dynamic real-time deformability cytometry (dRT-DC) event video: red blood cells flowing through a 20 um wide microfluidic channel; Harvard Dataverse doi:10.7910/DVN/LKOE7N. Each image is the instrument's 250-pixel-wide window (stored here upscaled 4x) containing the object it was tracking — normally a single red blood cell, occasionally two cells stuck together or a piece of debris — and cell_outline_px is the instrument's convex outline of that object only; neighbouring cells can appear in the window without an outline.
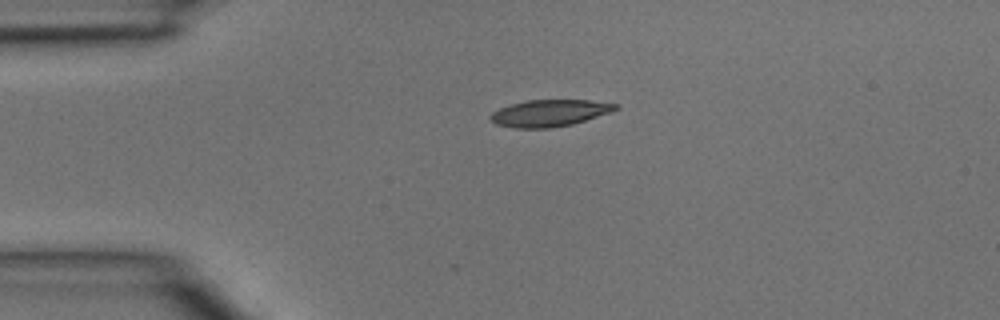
{"species": "common noctule bat (a hibernating species)", "species_latin": "Nyctalus noctula", "temperature_condition": "room temperature", "stored_images_in_passage": 2, "camera_frame_rate_fps": 3000, "um_per_image_px": 0.085, "animal": {"sex": "male", "body_mass_g": 15.6}, "frame": {"image": 1, "passage_image": 1, "time_ms": 0.0, "image_size_px": [1000, 320], "cell_outline_px": [[620, 108], [612, 112], [572, 124], [552, 128], [516, 128], [496, 124], [488, 116], [492, 112], [500, 108], [524, 100], [588, 100], [620, 104]], "centroid_in_image_um": [46.74, 9.61], "position_along_channel_um": 38.3, "area_um2": 19.59}}